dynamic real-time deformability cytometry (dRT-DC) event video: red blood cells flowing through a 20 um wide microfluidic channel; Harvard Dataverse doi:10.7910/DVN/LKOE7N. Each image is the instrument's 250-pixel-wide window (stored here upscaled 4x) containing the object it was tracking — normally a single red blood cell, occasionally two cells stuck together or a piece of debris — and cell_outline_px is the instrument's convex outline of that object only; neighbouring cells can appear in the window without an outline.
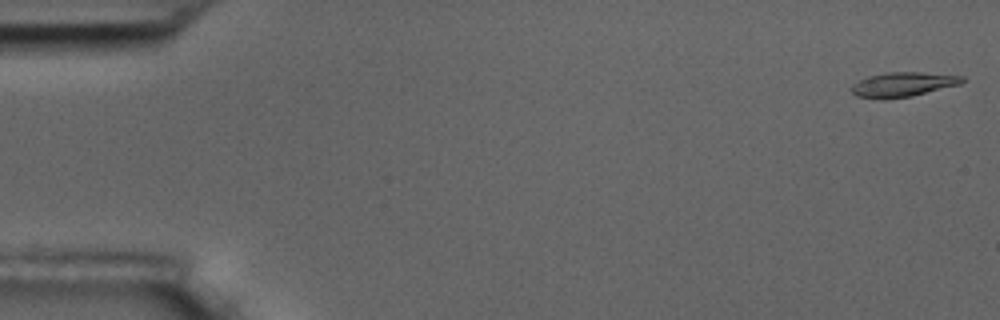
{"species": "common noctule bat (a hibernating species)", "species_latin": "Nyctalus noctula", "temperature_condition": "room temperature", "stored_images_in_passage": 55, "camera_frame_rate_fps": 3000, "um_per_image_px": 0.085, "animal": {"sex": "male", "body_mass_g": 17.5, "forearm_length_mm": 52.3}, "frame": {"image": 1, "passage_image": 1, "time_ms": 0.0, "image_size_px": [1000, 320], "cell_outline_px": [[964, 80], [960, 84], [912, 96], [884, 100], [856, 96], [848, 88], [852, 84], [868, 76], [884, 72], [920, 72], [964, 76]], "centroid_in_image_um": [76.69, 7.18], "position_along_channel_um": 8.3, "area_um2": 16.01}}
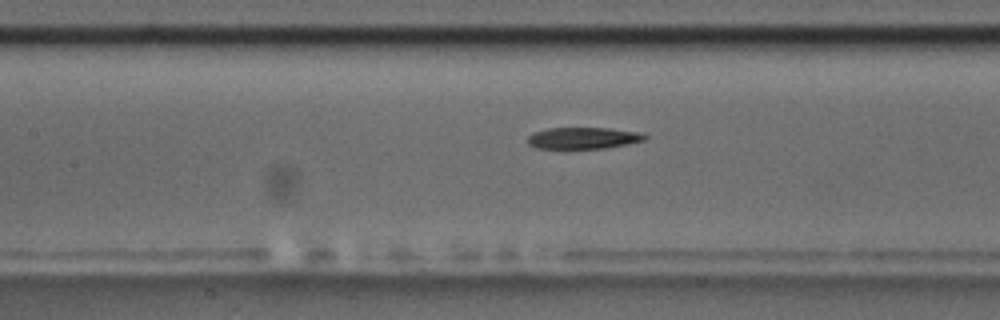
{"frame": {"image": 2, "passage_image": 25, "time_ms": 8.0, "image_size_px": [1000, 320], "cell_outline_px": [[648, 136], [644, 140], [628, 144], [604, 148], [536, 148], [528, 144], [528, 136], [532, 132], [548, 128], [608, 128], [636, 132]], "centroid_in_image_um": [49.53, 11.73], "position_along_channel_um": 157.9, "area_um2": 14.57}}
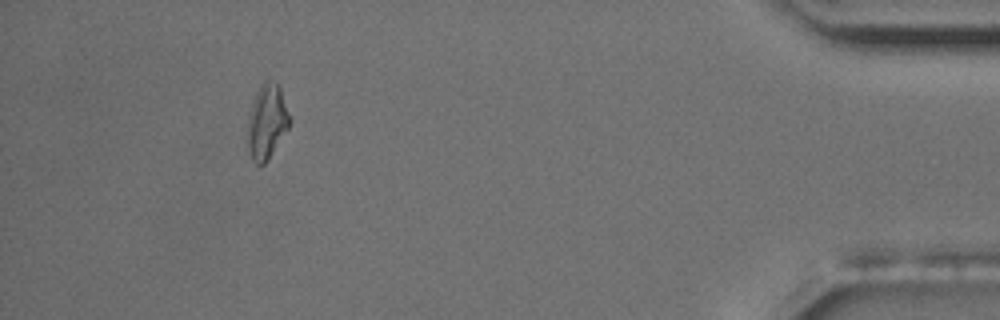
{"frame": {"image": 3, "passage_image": 51, "time_ms": 16.667, "image_size_px": [1000, 320], "cell_outline_px": [[292, 120], [288, 128], [264, 164], [256, 164], [252, 160], [248, 152], [248, 120], [252, 100], [260, 84], [264, 80], [268, 80], [280, 84]], "centroid_in_image_um": [22.7, 10.28], "position_along_channel_um": 412.5, "area_um2": 18.44}, "authors_computed_cell_mechanics": {"area_um2": 16.0106, "velocity_mm_per_s": 3.6321, "shape_relaxation_time_tau1_ms": 4.7926, "shape_relaxation_time_tau2_ms": null, "deformation_change_tau1": 0.1891, "deformation_change_tau2": null}}